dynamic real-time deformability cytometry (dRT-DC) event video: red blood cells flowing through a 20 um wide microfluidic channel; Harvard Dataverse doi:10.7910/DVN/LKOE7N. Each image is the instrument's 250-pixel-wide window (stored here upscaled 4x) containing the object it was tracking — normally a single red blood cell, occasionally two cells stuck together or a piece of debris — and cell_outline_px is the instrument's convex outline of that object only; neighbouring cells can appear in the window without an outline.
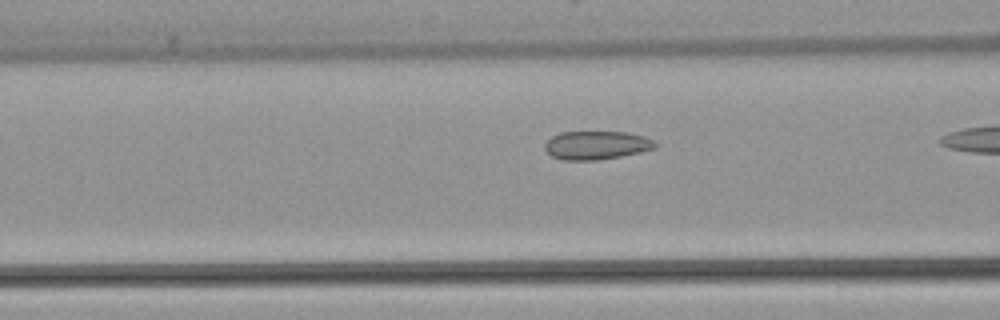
{"species": "common noctule bat (a hibernating species)", "species_latin": "Nyctalus noctula", "temperature_condition": "warm", "stored_images_in_passage": 38, "camera_frame_rate_fps": 3000, "um_per_image_px": 0.085, "animal": {"sex": "female", "body_mass_g": 22.7, "forearm_length_mm": 54.2}, "frame": {"image": 1, "passage_image": 17, "time_ms": 5.333, "image_size_px": [1000, 320], "cell_outline_px": [[656, 148], [640, 152], [620, 156], [596, 160], [564, 160], [552, 156], [544, 148], [544, 144], [552, 136], [560, 132], [628, 132], [644, 136], [652, 140], [656, 144]], "centroid_in_image_um": [50.69, 12.34], "position_along_channel_um": 115.9, "area_um2": 18.21}}
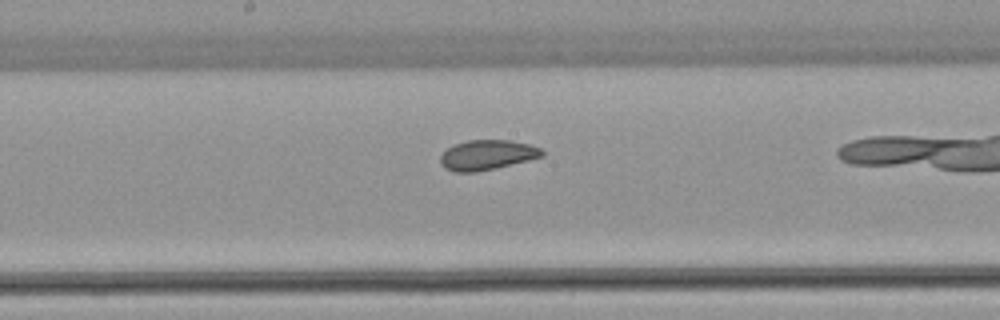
{"frame": {"image": 2, "passage_image": 24, "time_ms": 7.667, "image_size_px": [1000, 320], "cell_outline_px": [[544, 156], [496, 168], [476, 172], [452, 172], [444, 168], [440, 164], [440, 156], [452, 144], [468, 140], [508, 140], [528, 144], [540, 148], [544, 152]], "centroid_in_image_um": [41.37, 13.18], "position_along_channel_um": 206.8, "area_um2": 17.8}}
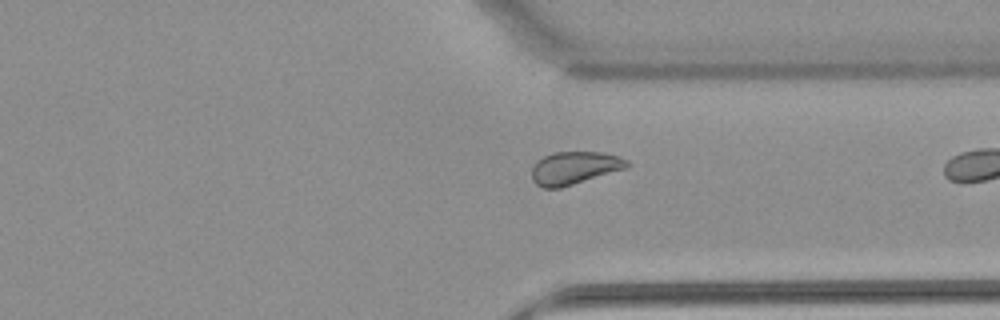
{"frame": {"image": 3, "passage_image": 36, "time_ms": 11.667, "image_size_px": [1000, 320], "cell_outline_px": [[628, 168], [560, 188], [544, 188], [536, 184], [532, 180], [532, 168], [536, 160], [552, 152], [600, 152], [620, 156], [628, 160]], "centroid_in_image_um": [48.82, 14.27], "position_along_channel_um": 362.6, "area_um2": 18.32}}